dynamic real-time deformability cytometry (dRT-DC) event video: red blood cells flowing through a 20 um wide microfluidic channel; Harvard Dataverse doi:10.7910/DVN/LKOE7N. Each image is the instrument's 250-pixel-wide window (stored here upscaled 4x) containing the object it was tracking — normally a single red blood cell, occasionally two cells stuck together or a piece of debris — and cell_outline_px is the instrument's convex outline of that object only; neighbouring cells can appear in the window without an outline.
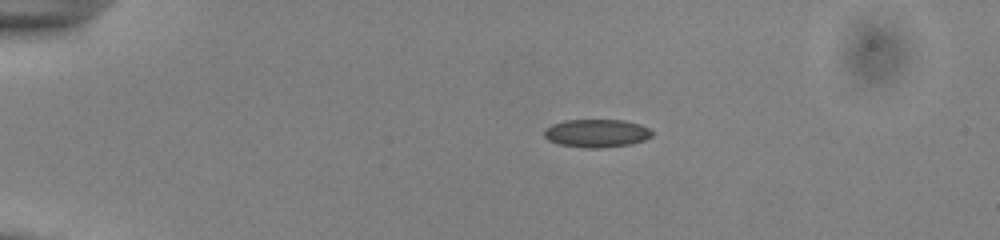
{"species": "common noctule bat (a hibernating species)", "species_latin": "Nyctalus noctula", "temperature_condition": "cold", "stored_images_in_passage": 43, "camera_frame_rate_fps": 3000, "um_per_image_px": 0.085, "animal": {"sex": "male", "body_mass_g": 13.0, "forearm_length_mm": 53.1}, "frame": {"image": 1, "passage_image": 1, "time_ms": 0.0, "image_size_px": [1000, 240], "cell_outline_px": [[652, 136], [644, 140], [632, 144], [600, 148], [584, 148], [556, 144], [548, 140], [544, 136], [544, 128], [552, 124], [564, 120], [624, 120], [640, 124], [648, 128], [652, 132]], "centroid_in_image_um": [50.68, 11.33], "position_along_channel_um": 34.3, "area_um2": 17.86}}
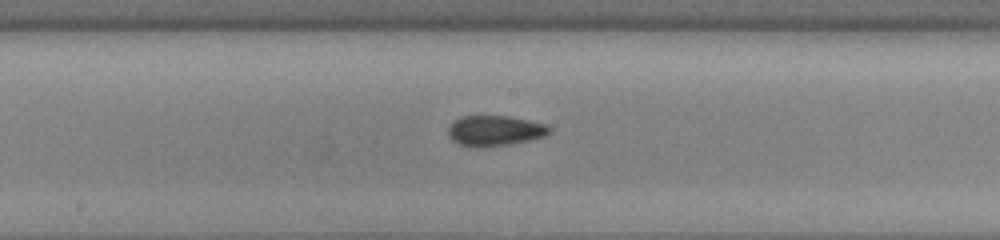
{"frame": {"image": 2, "passage_image": 19, "time_ms": 6.0, "image_size_px": [1000, 240], "cell_outline_px": [[552, 132], [544, 136], [528, 140], [508, 144], [476, 148], [472, 148], [460, 144], [452, 140], [448, 136], [448, 128], [452, 120], [460, 116], [508, 116], [528, 120], [544, 124], [552, 128]], "centroid_in_image_um": [42.01, 11.11], "position_along_channel_um": 206.2, "area_um2": 18.03}}
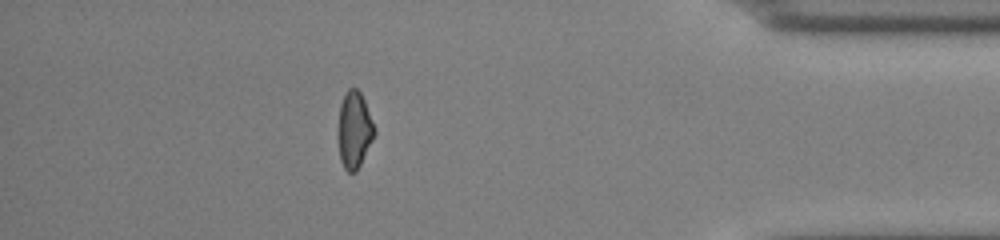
{"frame": {"image": 3, "passage_image": 37, "time_ms": 12.0, "image_size_px": [1000, 240], "cell_outline_px": [[376, 132], [356, 172], [348, 172], [344, 168], [340, 160], [336, 136], [336, 128], [340, 104], [344, 92], [348, 88], [356, 88], [360, 92], [364, 100], [376, 128]], "centroid_in_image_um": [30.07, 11.02], "position_along_channel_um": 405.1, "area_um2": 16.7}, "authors_computed_cell_mechanics": {"area_um2": 17.3978, "velocity_mm_per_s": 3.9088, "shape_relaxation_time_tau1_ms": null, "shape_relaxation_time_tau2_ms": 3.4589, "deformation_change_tau1": null, "deformation_change_tau2": 0.0756}}